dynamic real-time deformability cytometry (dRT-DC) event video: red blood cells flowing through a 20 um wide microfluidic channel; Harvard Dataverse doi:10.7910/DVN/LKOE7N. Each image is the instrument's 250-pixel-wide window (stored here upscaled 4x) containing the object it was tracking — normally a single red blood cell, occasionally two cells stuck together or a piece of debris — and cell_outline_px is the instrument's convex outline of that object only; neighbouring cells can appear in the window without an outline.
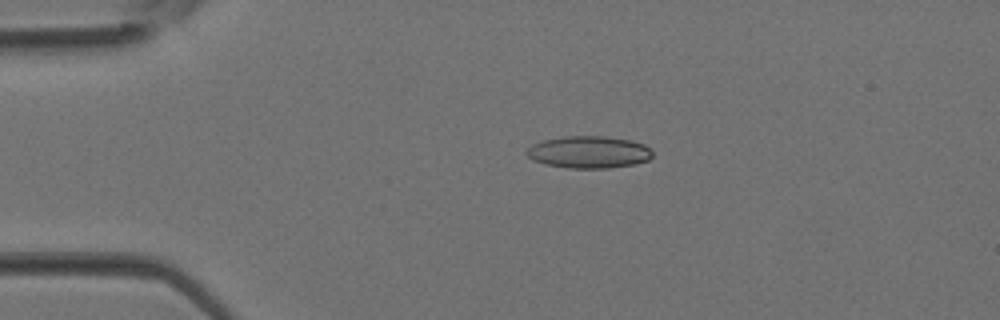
{"species": "Egyptian fruit bat (a non-hibernating species)", "species_latin": "Rousettus aegyptiacus", "temperature_condition": "room temperature", "stored_images_in_passage": 38, "camera_frame_rate_fps": 3000, "um_per_image_px": 0.085, "animal": {"sex": "female"}, "frame": {"image": 1, "passage_image": 8, "time_ms": 2.333, "image_size_px": [1000, 320], "cell_outline_px": [[652, 156], [648, 160], [632, 164], [608, 168], [568, 168], [548, 164], [532, 160], [524, 152], [532, 144], [544, 140], [564, 136], [608, 136], [632, 140], [644, 144], [652, 152]], "centroid_in_image_um": [50.04, 12.92], "position_along_channel_um": 35.0, "area_um2": 23.52}}
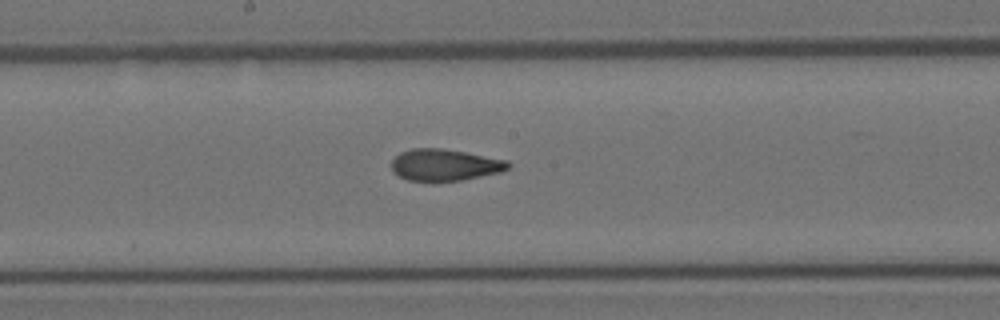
{"frame": {"image": 2, "passage_image": 20, "time_ms": 6.333, "image_size_px": [1000, 320], "cell_outline_px": [[512, 164], [508, 168], [500, 172], [460, 180], [408, 180], [400, 176], [392, 168], [392, 160], [400, 152], [412, 148], [444, 148], [508, 160]], "centroid_in_image_um": [37.83, 13.99], "position_along_channel_um": 210.4, "area_um2": 21.21}}
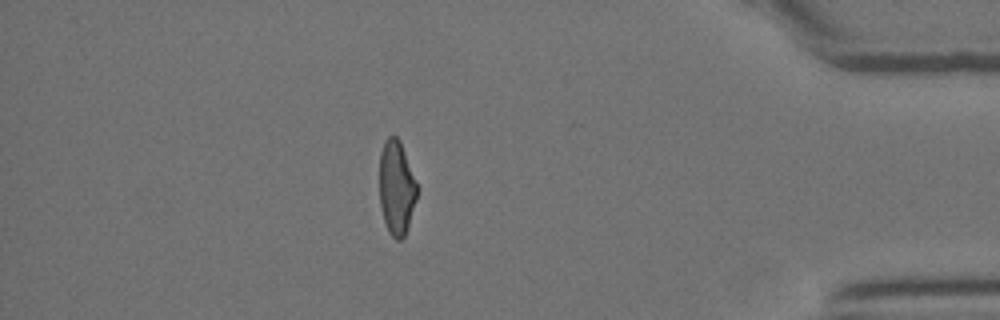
{"frame": {"image": 3, "passage_image": 33, "time_ms": 10.667, "image_size_px": [1000, 320], "cell_outline_px": [[416, 200], [408, 228], [404, 236], [400, 240], [396, 240], [388, 232], [380, 208], [380, 152], [384, 140], [388, 136], [396, 136], [400, 140], [416, 184]], "centroid_in_image_um": [33.68, 15.97], "position_along_channel_um": 401.5, "area_um2": 20.46}}